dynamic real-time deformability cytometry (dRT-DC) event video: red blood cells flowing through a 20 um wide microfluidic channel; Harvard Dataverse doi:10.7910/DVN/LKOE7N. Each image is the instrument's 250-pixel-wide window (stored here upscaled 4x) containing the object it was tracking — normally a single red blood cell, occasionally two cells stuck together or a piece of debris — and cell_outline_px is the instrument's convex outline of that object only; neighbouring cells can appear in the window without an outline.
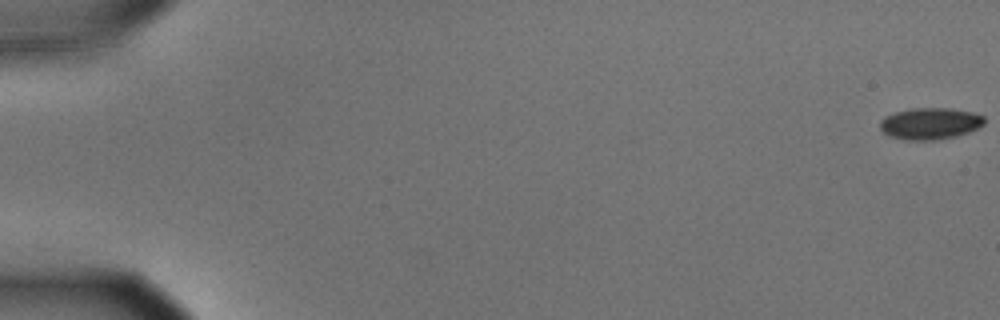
{"species": "common noctule bat (a hibernating species)", "species_latin": "Nyctalus noctula", "temperature_condition": "cold", "stored_images_in_passage": 58, "camera_frame_rate_fps": 3000, "um_per_image_px": 0.085, "animal": {"sex": "male", "body_mass_g": 15.6}, "frame": {"image": 1, "passage_image": 1, "time_ms": 0.0, "image_size_px": [1000, 320], "cell_outline_px": [[984, 124], [968, 132], [956, 136], [936, 140], [904, 140], [888, 136], [880, 128], [880, 120], [884, 116], [896, 112], [912, 108], [952, 108], [972, 112], [984, 116]], "centroid_in_image_um": [79.04, 10.5], "position_along_channel_um": 6.0, "area_um2": 19.31}}
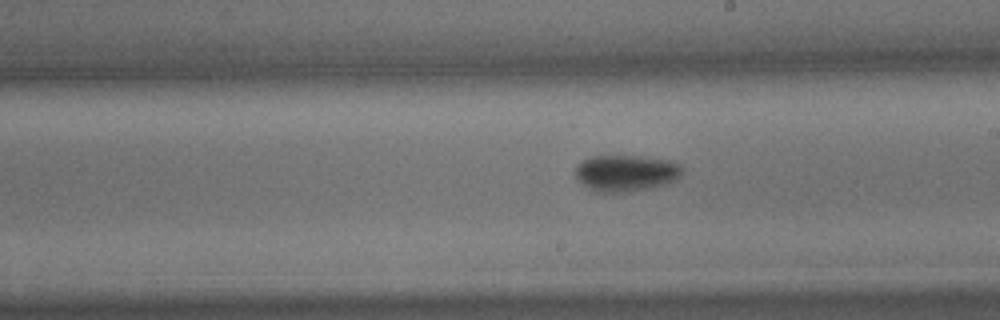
{"frame": {"image": 2, "passage_image": 34, "time_ms": 11.0, "image_size_px": [1000, 320], "cell_outline_px": [[684, 172], [676, 180], [652, 188], [632, 192], [596, 192], [588, 188], [576, 176], [576, 164], [592, 156], [636, 156], [672, 160], [680, 164], [684, 168]], "centroid_in_image_um": [53.26, 14.71], "position_along_channel_um": 235.7, "area_um2": 22.89}}
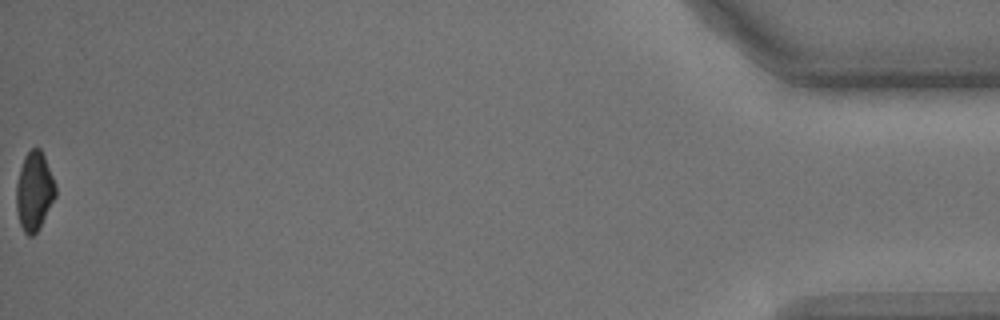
{"frame": {"image": 3, "passage_image": 58, "time_ms": 19.0, "image_size_px": [1000, 320], "cell_outline_px": [[56, 196], [36, 232], [32, 236], [28, 236], [24, 232], [20, 224], [16, 212], [16, 184], [20, 168], [24, 156], [32, 148], [40, 148], [44, 156], [56, 184]], "centroid_in_image_um": [2.9, 16.24], "position_along_channel_um": 432.3, "area_um2": 17.92}, "authors_computed_cell_mechanics": {"area_um2": 20.4323, "velocity_mm_per_s": 3.5856, "shape_relaxation_time_tau1_ms": 7.6881, "shape_relaxation_time_tau2_ms": null, "deformation_change_tau1": 0.1513, "deformation_change_tau2": null}}